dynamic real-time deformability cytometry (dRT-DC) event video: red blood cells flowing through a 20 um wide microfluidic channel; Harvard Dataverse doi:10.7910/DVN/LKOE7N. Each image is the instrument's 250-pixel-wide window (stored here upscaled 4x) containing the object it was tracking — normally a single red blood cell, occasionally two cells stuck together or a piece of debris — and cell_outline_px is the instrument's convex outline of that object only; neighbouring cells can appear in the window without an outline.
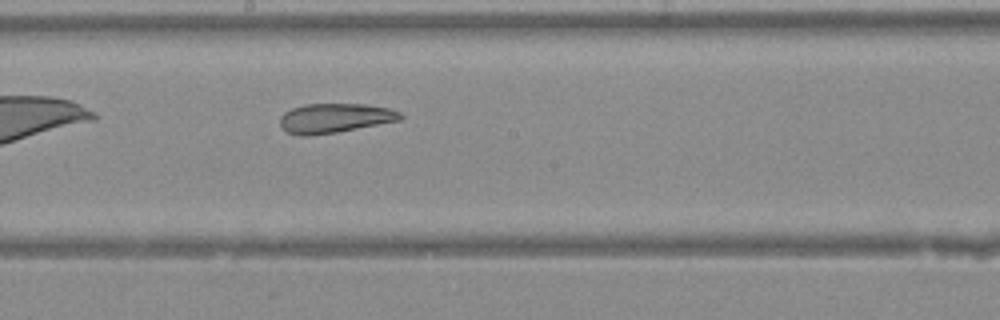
{"species": "Egyptian fruit bat (a non-hibernating species)", "species_latin": "Rousettus aegyptiacus", "temperature_condition": "warm", "stored_images_in_passage": 25, "camera_frame_rate_fps": 3000, "um_per_image_px": 0.085, "animal": {"sex": "female"}, "frame": {"image": 1, "passage_image": 11, "time_ms": 3.333, "image_size_px": [1000, 320], "cell_outline_px": [[404, 116], [400, 120], [336, 132], [308, 136], [296, 136], [288, 132], [280, 124], [280, 116], [284, 112], [292, 108], [304, 104], [364, 104], [388, 108], [400, 112]], "centroid_in_image_um": [28.43, 10.04], "position_along_channel_um": 219.8, "area_um2": 20.58}}